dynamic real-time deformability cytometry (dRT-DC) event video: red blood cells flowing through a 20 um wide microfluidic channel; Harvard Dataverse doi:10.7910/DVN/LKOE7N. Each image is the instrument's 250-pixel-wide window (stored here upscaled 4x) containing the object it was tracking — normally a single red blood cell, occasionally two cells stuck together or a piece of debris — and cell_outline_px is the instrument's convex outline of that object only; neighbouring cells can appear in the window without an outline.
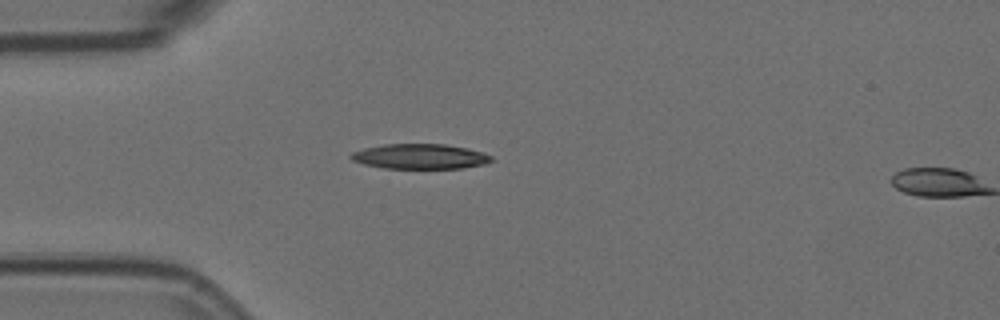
{"species": "Egyptian fruit bat (a non-hibernating species)", "species_latin": "Rousettus aegyptiacus", "temperature_condition": "room temperature", "stored_images_in_passage": 10, "camera_frame_rate_fps": 3000, "um_per_image_px": 0.085, "animal": {"sex": "female"}, "frame": {"image": 1, "passage_image": 9, "time_ms": 2.667, "image_size_px": [1000, 320], "cell_outline_px": [[492, 160], [484, 164], [464, 168], [384, 168], [364, 164], [352, 160], [348, 156], [352, 152], [364, 148], [384, 144], [444, 144], [468, 148], [484, 152], [492, 156]], "centroid_in_image_um": [35.7, 13.29], "position_along_channel_um": 49.3, "area_um2": 20.52}}